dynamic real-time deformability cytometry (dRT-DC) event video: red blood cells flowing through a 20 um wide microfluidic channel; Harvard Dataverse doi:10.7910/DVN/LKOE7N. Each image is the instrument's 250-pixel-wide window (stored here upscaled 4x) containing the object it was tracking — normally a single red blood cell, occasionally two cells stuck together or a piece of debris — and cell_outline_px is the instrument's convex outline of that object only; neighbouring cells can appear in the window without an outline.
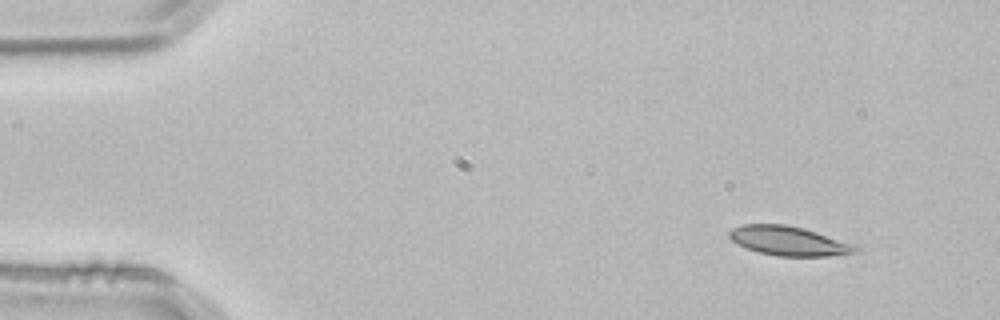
{"species": "common noctule bat (a hibernating species)", "species_latin": "Nyctalus noctula", "temperature_condition": "room temperature", "stored_images_in_passage": 2, "camera_frame_rate_fps": 3000, "um_per_image_px": 0.085, "animal": {"sex": "male", "body_mass_g": 21.5, "forearm_length_mm": 52.0}, "frame": {"image": 1, "passage_image": 1, "time_ms": 0.0, "image_size_px": [1000, 320], "cell_outline_px": [[860, 248], [856, 252], [828, 256], [776, 256], [760, 252], [736, 244], [728, 236], [728, 232], [732, 228], [744, 224], [784, 224], [804, 228], [860, 244]], "centroid_in_image_um": [67.12, 20.47], "position_along_channel_um": 17.9, "area_um2": 21.91}}